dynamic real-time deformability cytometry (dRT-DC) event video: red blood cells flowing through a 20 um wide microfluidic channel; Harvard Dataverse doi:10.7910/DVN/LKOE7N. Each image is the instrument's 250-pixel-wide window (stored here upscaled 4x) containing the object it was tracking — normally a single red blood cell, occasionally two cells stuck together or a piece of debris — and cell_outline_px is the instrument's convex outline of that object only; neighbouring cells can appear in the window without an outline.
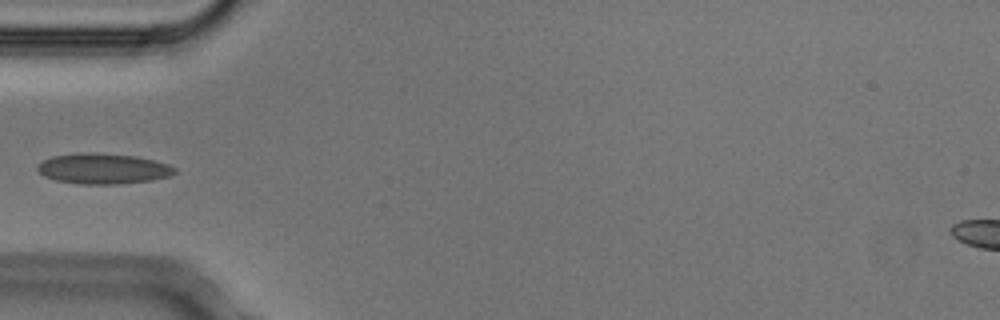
{"species": "Egyptian fruit bat (a non-hibernating species)", "species_latin": "Rousettus aegyptiacus", "temperature_condition": "cold", "stored_images_in_passage": 6, "camera_frame_rate_fps": 3000, "um_per_image_px": 0.085, "animal": {"sex": "male"}, "frame": {"image": 1, "passage_image": 5, "time_ms": 1.333, "image_size_px": [1000, 320], "cell_outline_px": [[176, 172], [168, 176], [152, 180], [116, 184], [80, 184], [56, 180], [44, 176], [36, 168], [44, 160], [52, 156], [92, 152], [136, 156], [168, 164], [176, 168]], "centroid_in_image_um": [8.77, 14.34], "position_along_channel_um": 76.2, "area_um2": 24.1}}
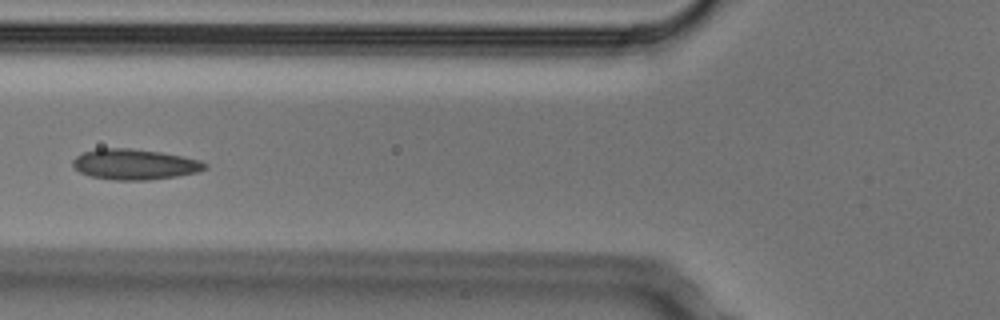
{"frame": {"image": 2, "passage_image": 6, "time_ms": 1.667, "image_size_px": [1000, 320], "cell_outline_px": [[208, 168], [196, 172], [176, 176], [148, 180], [116, 180], [88, 176], [80, 172], [72, 164], [72, 160], [76, 156], [84, 152], [96, 148], [132, 148], [160, 152], [200, 160], [208, 164]], "centroid_in_image_um": [11.42, 13.96], "position_along_channel_um": 114.4, "area_um2": 23.52}}